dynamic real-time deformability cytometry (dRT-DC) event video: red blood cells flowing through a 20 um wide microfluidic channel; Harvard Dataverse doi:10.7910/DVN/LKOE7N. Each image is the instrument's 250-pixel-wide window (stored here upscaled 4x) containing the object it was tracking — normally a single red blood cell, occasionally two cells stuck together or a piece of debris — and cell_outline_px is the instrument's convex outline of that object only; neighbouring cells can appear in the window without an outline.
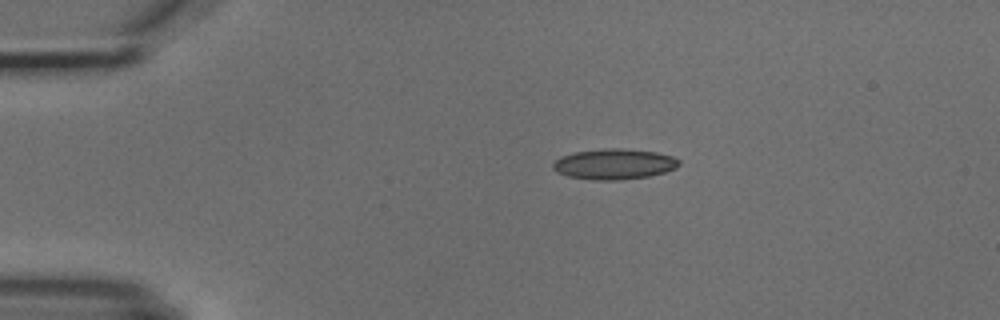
{"species": "common noctule bat (a hibernating species)", "species_latin": "Nyctalus noctula", "temperature_condition": "cold", "stored_images_in_passage": 2, "camera_frame_rate_fps": 3000, "um_per_image_px": 0.085, "animal": {"sex": "male", "body_mass_g": 18.8}, "frame": {"image": 1, "passage_image": 1, "time_ms": 0.0, "image_size_px": [1000, 320], "cell_outline_px": [[680, 164], [676, 168], [664, 172], [648, 176], [620, 180], [592, 180], [568, 176], [556, 172], [552, 168], [552, 164], [560, 156], [576, 152], [604, 148], [620, 148], [656, 152], [672, 156], [680, 160]], "centroid_in_image_um": [52.19, 13.95], "position_along_channel_um": 32.8, "area_um2": 22.48}}